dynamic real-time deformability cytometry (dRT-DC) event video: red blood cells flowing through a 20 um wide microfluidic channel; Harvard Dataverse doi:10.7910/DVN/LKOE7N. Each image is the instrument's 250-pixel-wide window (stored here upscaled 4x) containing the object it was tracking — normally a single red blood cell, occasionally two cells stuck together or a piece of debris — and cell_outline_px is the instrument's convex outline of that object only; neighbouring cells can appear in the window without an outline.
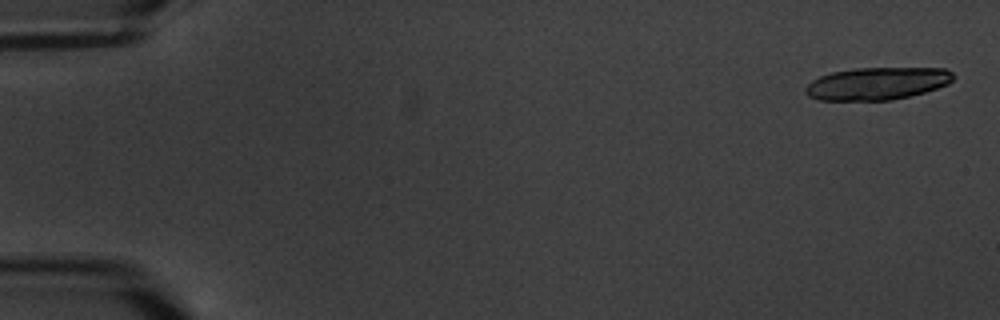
{"species": "common noctule bat (a hibernating species)", "species_latin": "Nyctalus noctula", "temperature_condition": "warm", "stored_images_in_passage": 7, "camera_frame_rate_fps": 3000, "um_per_image_px": 0.085, "animal": {"sex": "male", "body_mass_g": 20.1, "forearm_length_mm": 53.5}, "frame": {"image": 1, "passage_image": 1, "time_ms": 0.0, "image_size_px": [1000, 320], "cell_outline_px": [[956, 76], [948, 84], [924, 92], [892, 100], [820, 100], [808, 96], [804, 92], [804, 88], [812, 80], [820, 76], [832, 72], [856, 68], [944, 68], [952, 72]], "centroid_in_image_um": [74.55, 7.09], "position_along_channel_um": 10.5, "area_um2": 27.98}}
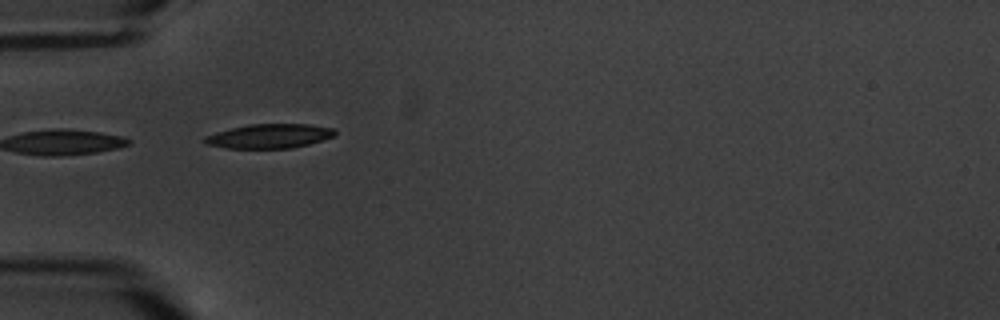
{"frame": {"image": 2, "passage_image": 6, "time_ms": 6.0, "image_size_px": [1000, 320], "cell_outline_px": [[336, 136], [308, 144], [292, 148], [224, 148], [208, 144], [204, 140], [204, 136], [216, 132], [248, 124], [308, 124], [336, 128]], "centroid_in_image_um": [22.94, 11.56], "position_along_channel_um": 62.1, "area_um2": 18.44}}